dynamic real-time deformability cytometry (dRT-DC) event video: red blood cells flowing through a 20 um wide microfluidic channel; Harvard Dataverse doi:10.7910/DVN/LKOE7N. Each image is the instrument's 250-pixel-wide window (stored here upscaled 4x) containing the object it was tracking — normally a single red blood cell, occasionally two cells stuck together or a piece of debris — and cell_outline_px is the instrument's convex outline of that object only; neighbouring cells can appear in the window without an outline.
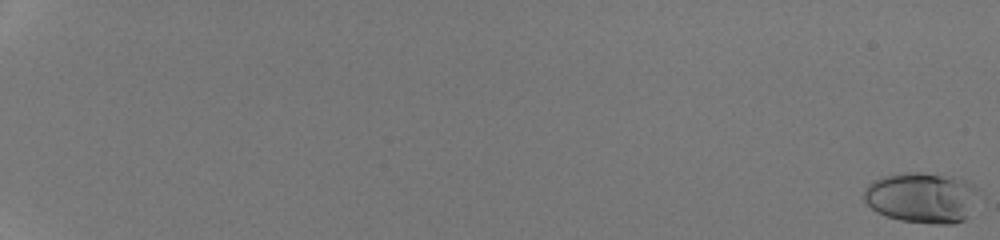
{"species": "human", "species_latin": "Homo sapiens", "temperature_condition": "room temperature", "stored_images_in_passage": 54, "camera_frame_rate_fps": 3000, "um_per_image_px": 0.085, "donor": {"sex": "male"}, "frame": {"image": 1, "passage_image": 1, "time_ms": 0.0, "image_size_px": [1000, 240], "cell_outline_px": [[976, 192], [968, 216], [964, 220], [952, 224], [936, 224], [900, 220], [876, 212], [864, 200], [864, 188], [872, 180], [884, 176], [908, 172], [920, 172], [956, 176], [972, 184], [976, 188]], "centroid_in_image_um": [78.32, 16.78], "position_along_channel_um": 6.7, "area_um2": 33.7}}
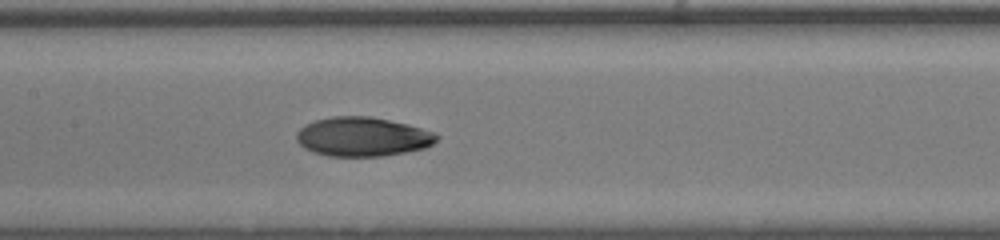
{"frame": {"image": 2, "passage_image": 32, "time_ms": 10.333, "image_size_px": [1000, 240], "cell_outline_px": [[440, 136], [432, 144], [424, 148], [404, 152], [380, 156], [328, 156], [312, 152], [304, 148], [296, 140], [296, 132], [304, 124], [316, 120], [332, 116], [372, 116], [408, 124], [436, 132]], "centroid_in_image_um": [30.8, 11.61], "position_along_channel_um": 176.6, "area_um2": 32.19}}
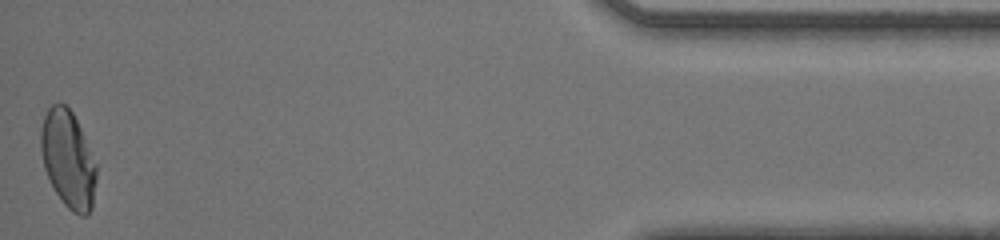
{"frame": {"image": 3, "passage_image": 54, "time_ms": 17.667, "image_size_px": [1000, 240], "cell_outline_px": [[96, 180], [92, 208], [84, 216], [80, 216], [72, 212], [64, 204], [56, 192], [44, 168], [40, 148], [40, 128], [44, 116], [48, 108], [52, 104], [64, 104], [72, 112], [84, 136], [96, 164]], "centroid_in_image_um": [5.78, 13.54], "position_along_channel_um": 429.4, "area_um2": 31.27}, "authors_computed_cell_mechanics": {"area_um2": 31.2698, "velocity_mm_per_s": 4.3024, "shape_relaxation_time_tau1_ms": 6.8857, "shape_relaxation_time_tau2_ms": 2.0474, "deformation_change_tau1": 0.2241, "deformation_change_tau2": 0.0428}}